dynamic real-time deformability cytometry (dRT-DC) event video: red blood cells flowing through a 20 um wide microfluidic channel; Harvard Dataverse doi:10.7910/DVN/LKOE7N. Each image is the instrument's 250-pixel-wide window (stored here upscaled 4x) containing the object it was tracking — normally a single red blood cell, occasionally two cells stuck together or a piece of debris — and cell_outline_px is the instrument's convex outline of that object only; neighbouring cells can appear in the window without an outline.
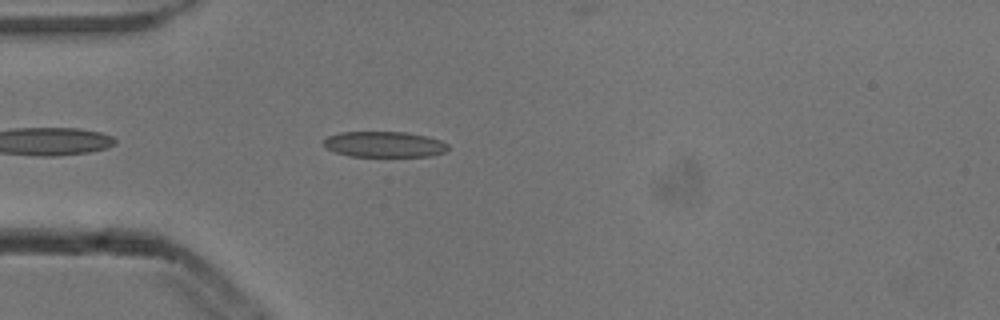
{"species": "common noctule bat (a hibernating species)", "species_latin": "Nyctalus noctula", "temperature_condition": "cold", "stored_images_in_passage": 5, "camera_frame_rate_fps": 3000, "um_per_image_px": 0.085, "animal": {"sex": "male", "body_mass_g": 13.3}, "frame": {"image": 1, "passage_image": 5, "time_ms": 1.333, "image_size_px": [1000, 320], "cell_outline_px": [[448, 148], [444, 152], [432, 156], [348, 156], [336, 152], [328, 148], [324, 144], [324, 140], [328, 136], [340, 132], [404, 132], [428, 136], [440, 140], [448, 144]], "centroid_in_image_um": [32.69, 12.26], "position_along_channel_um": 52.3, "area_um2": 18.55}}